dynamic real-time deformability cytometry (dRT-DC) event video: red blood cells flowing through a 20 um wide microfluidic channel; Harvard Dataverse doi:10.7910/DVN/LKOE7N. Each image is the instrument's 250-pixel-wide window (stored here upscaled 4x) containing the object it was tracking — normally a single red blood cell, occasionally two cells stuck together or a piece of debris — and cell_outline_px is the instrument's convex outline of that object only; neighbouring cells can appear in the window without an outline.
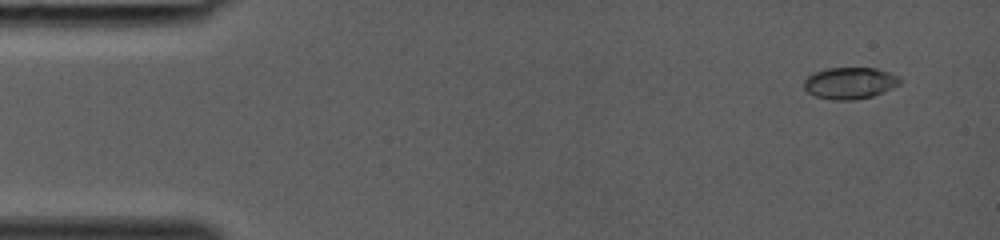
{"species": "common noctule bat (a hibernating species)", "species_latin": "Nyctalus noctula", "temperature_condition": "room temperature", "stored_images_in_passage": 38, "camera_frame_rate_fps": 3000, "um_per_image_px": 0.085, "animal": {"sex": "female", "body_mass_g": 19.0, "forearm_length_mm": 53.3}, "frame": {"image": 1, "passage_image": 3, "time_ms": 0.667, "image_size_px": [1000, 240], "cell_outline_px": [[900, 84], [892, 88], [872, 96], [852, 100], [832, 100], [816, 96], [808, 92], [804, 88], [804, 80], [812, 72], [828, 68], [876, 68], [900, 76]], "centroid_in_image_um": [72.22, 7.05], "position_along_channel_um": 12.8, "area_um2": 17.69}}
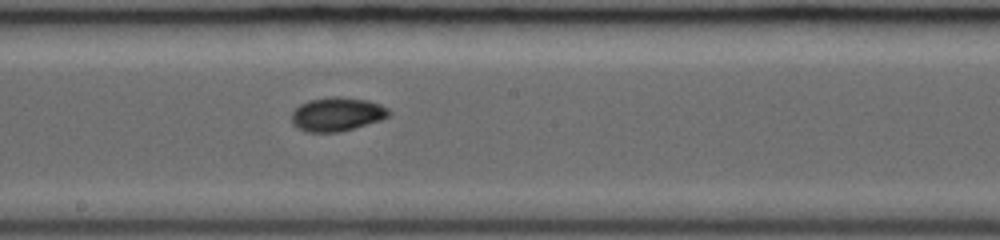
{"frame": {"image": 2, "passage_image": 22, "time_ms": 7.0, "image_size_px": [1000, 240], "cell_outline_px": [[392, 112], [388, 116], [380, 120], [340, 132], [304, 132], [296, 128], [292, 124], [292, 112], [300, 104], [308, 100], [332, 96], [336, 96], [368, 100], [380, 104], [388, 108]], "centroid_in_image_um": [28.62, 9.71], "position_along_channel_um": 219.6, "area_um2": 19.31}}
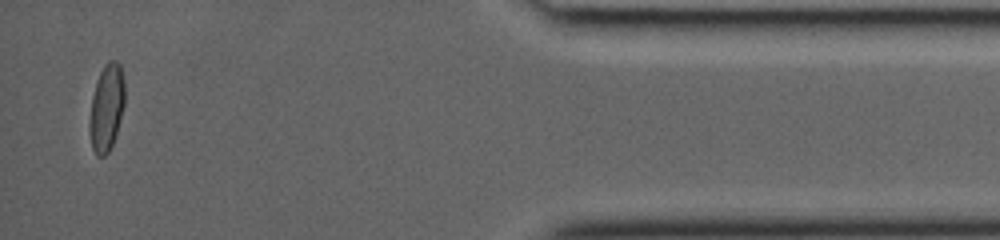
{"frame": {"image": 3, "passage_image": 37, "time_ms": 12.0, "image_size_px": [1000, 240], "cell_outline_px": [[124, 104], [116, 132], [112, 144], [108, 152], [104, 156], [96, 156], [92, 148], [88, 132], [88, 124], [92, 96], [96, 80], [104, 64], [108, 60], [116, 60], [120, 64], [124, 76]], "centroid_in_image_um": [9.03, 9.12], "position_along_channel_um": 426.2, "area_um2": 18.03}}